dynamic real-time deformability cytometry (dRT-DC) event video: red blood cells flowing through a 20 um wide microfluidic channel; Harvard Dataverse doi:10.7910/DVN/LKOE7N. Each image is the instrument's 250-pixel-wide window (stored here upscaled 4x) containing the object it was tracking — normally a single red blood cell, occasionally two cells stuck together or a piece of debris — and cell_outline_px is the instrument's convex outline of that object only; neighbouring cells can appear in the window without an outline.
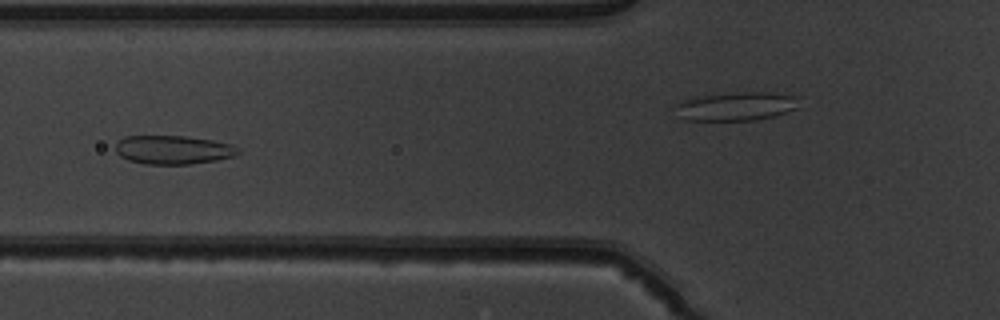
{"species": "common noctule bat (a hibernating species)", "species_latin": "Nyctalus noctula", "temperature_condition": "warm", "stored_images_in_passage": 53, "camera_frame_rate_fps": 3000, "um_per_image_px": 0.085, "animal": {"sex": "male", "body_mass_g": 19.5, "forearm_length_mm": 54.6}, "frame": {"image": 1, "passage_image": 21, "time_ms": 6.667, "image_size_px": [1000, 320], "cell_outline_px": [[240, 152], [232, 156], [216, 160], [188, 164], [144, 164], [128, 160], [120, 156], [116, 152], [116, 144], [124, 136], [184, 136], [212, 140], [232, 144], [240, 148]], "centroid_in_image_um": [14.71, 12.73], "position_along_channel_um": 111.1, "area_um2": 20.46}}
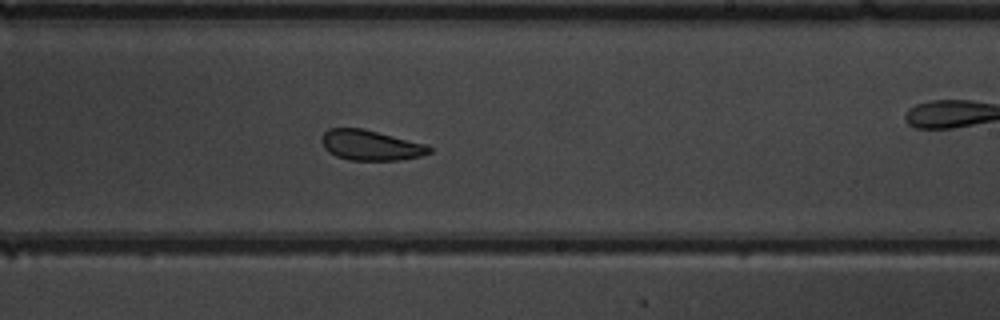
{"frame": {"image": 2, "passage_image": 32, "time_ms": 10.333, "image_size_px": [1000, 320], "cell_outline_px": [[432, 152], [420, 156], [400, 160], [348, 160], [336, 156], [328, 152], [324, 148], [320, 140], [324, 132], [328, 128], [364, 128], [428, 144], [432, 148]], "centroid_in_image_um": [31.51, 12.34], "position_along_channel_um": 257.5, "area_um2": 19.31}}
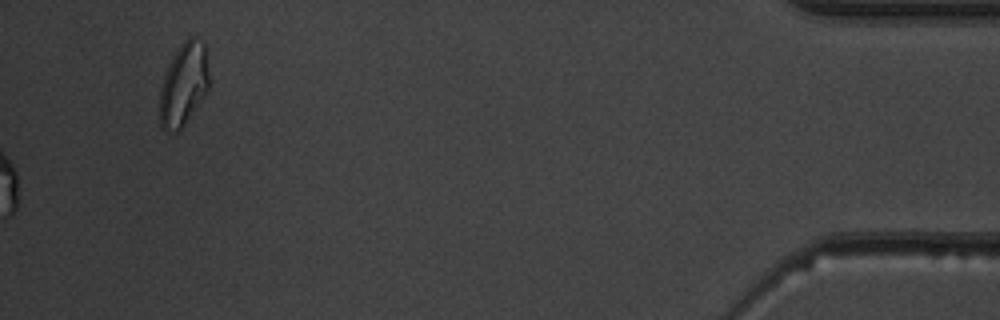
{"frame": {"image": 3, "passage_image": 53, "time_ms": 17.333, "image_size_px": [1000, 320], "cell_outline_px": [[208, 88], [204, 96], [184, 124], [176, 132], [164, 128], [160, 124], [160, 88], [164, 72], [180, 44], [188, 36], [192, 36], [204, 44], [208, 72]], "centroid_in_image_um": [15.59, 7.14], "position_along_channel_um": 419.6, "area_um2": 23.35}, "authors_computed_cell_mechanics": {"area_um2": 21.5594, "velocity_mm_per_s": 4.0026, "shape_relaxation_time_tau1_ms": null, "shape_relaxation_time_tau2_ms": 1.8621, "deformation_change_tau1": null, "deformation_change_tau2": 0.081}}